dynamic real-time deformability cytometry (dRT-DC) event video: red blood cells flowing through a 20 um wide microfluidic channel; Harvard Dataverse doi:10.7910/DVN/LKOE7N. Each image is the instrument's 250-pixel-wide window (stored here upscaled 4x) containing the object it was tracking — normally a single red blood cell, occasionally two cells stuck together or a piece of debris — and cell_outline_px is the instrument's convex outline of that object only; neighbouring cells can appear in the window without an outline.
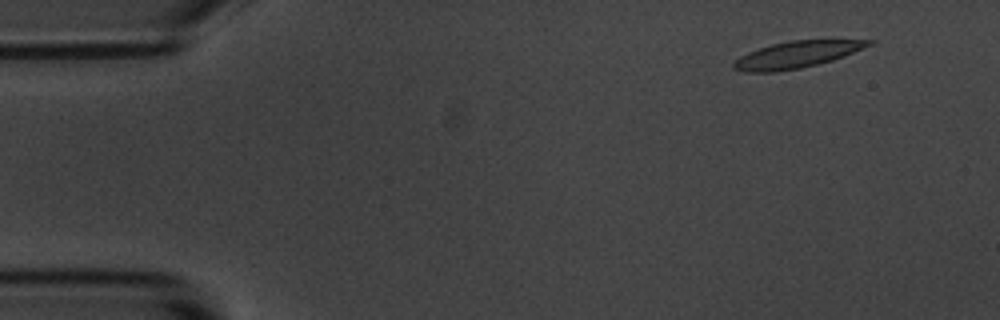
{"species": "common noctule bat (a hibernating species)", "species_latin": "Nyctalus noctula", "temperature_condition": "room temperature", "stored_images_in_passage": 5, "segment_of_instrument_passage": [2, 2], "camera_frame_rate_fps": 3000, "um_per_image_px": 0.085, "animal": {"sex": "male", "body_mass_g": 20.1, "forearm_length_mm": 53.5}, "frame": {"image": 1, "passage_image": 5, "time_ms": 4.667, "image_size_px": [1000, 320], "cell_outline_px": [[876, 40], [872, 44], [844, 56], [832, 60], [800, 68], [776, 72], [744, 72], [732, 68], [732, 64], [740, 56], [748, 52], [772, 44], [792, 40]], "centroid_in_image_um": [67.68, 4.65], "position_along_channel_um": 17.3, "area_um2": 20.75}}